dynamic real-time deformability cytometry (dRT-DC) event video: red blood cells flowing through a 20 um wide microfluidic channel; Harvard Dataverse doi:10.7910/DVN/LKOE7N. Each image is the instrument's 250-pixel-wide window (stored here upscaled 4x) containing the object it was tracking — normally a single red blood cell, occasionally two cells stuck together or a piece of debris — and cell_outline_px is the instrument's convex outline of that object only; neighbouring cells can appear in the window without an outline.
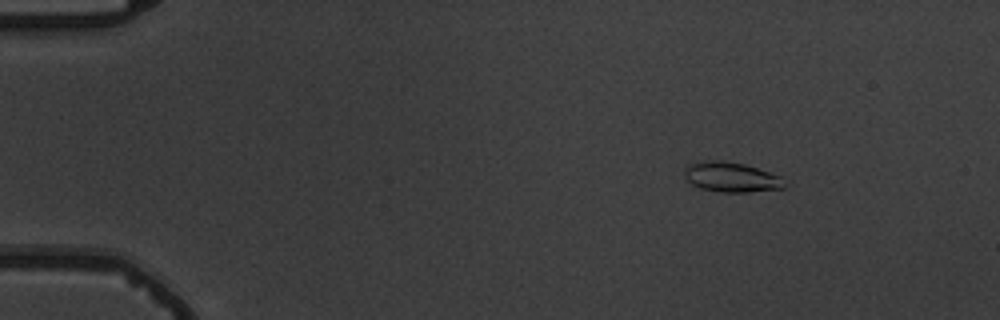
{"species": "common noctule bat (a hibernating species)", "species_latin": "Nyctalus noctula", "temperature_condition": "warm", "stored_images_in_passage": 3, "camera_frame_rate_fps": 3000, "um_per_image_px": 0.085, "animal": {"sex": "male", "body_mass_g": 19.5, "forearm_length_mm": 54.6}, "frame": {"image": 1, "passage_image": 1, "time_ms": 0.0, "image_size_px": [1000, 320], "cell_outline_px": [[788, 184], [784, 188], [748, 192], [720, 192], [700, 188], [692, 184], [684, 176], [684, 168], [688, 164], [704, 160], [720, 160], [744, 164], [780, 176]], "centroid_in_image_um": [62.14, 15.05], "position_along_channel_um": 22.9, "area_um2": 17.51}}